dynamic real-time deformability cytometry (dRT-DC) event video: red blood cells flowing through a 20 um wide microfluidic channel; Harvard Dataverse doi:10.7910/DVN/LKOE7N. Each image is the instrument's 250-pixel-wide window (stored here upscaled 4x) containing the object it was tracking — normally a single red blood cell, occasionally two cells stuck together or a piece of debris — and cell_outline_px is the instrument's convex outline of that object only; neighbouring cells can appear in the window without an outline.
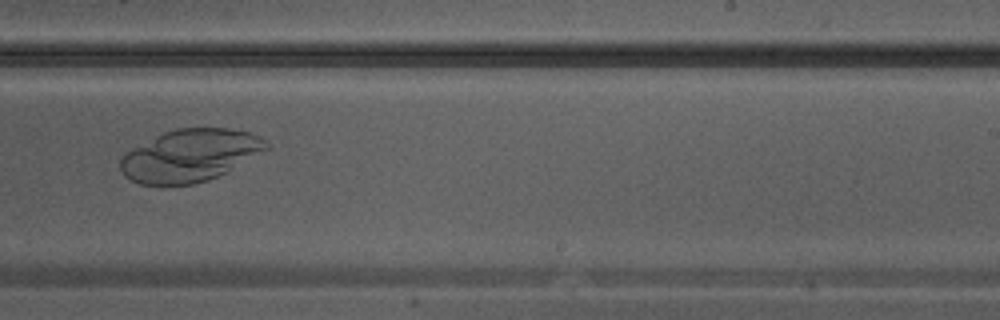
{"species": "Egyptian fruit bat (a non-hibernating species)", "species_latin": "Rousettus aegyptiacus", "temperature_condition": "warm", "stored_images_in_passage": 13, "camera_frame_rate_fps": 3000, "um_per_image_px": 0.085, "animal": {"sex": "male"}, "frame": {"image": 1, "passage_image": 10, "time_ms": 3.0, "image_size_px": [1000, 320], "cell_outline_px": [[268, 148], [224, 172], [208, 180], [192, 184], [140, 184], [124, 176], [120, 172], [120, 160], [132, 148], [164, 132], [176, 128], [228, 128], [248, 132], [260, 136], [268, 140]], "centroid_in_image_um": [16.13, 13.2], "position_along_channel_um": 272.9, "area_um2": 43.75}}